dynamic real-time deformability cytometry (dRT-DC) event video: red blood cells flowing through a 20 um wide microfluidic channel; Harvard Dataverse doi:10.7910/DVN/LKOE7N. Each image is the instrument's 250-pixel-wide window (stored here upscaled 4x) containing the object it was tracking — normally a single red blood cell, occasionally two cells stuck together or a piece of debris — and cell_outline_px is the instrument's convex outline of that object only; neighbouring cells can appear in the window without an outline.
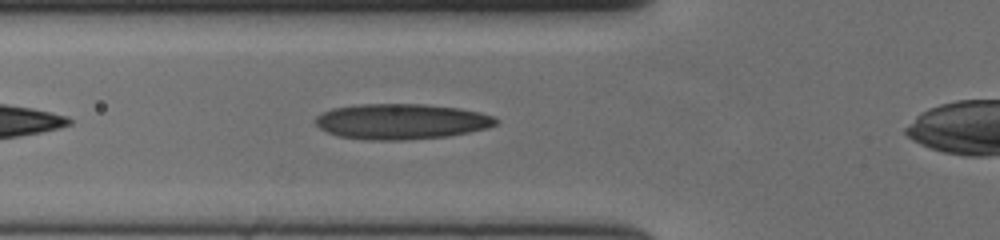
{"species": "human", "species_latin": "Homo sapiens", "temperature_condition": "cold", "stored_images_in_passage": 37, "camera_frame_rate_fps": 3000, "um_per_image_px": 0.085, "donor": {"sex": "female"}, "frame": {"image": 1, "passage_image": 7, "time_ms": 2.0, "image_size_px": [1000, 240], "cell_outline_px": [[500, 120], [496, 124], [488, 128], [448, 136], [404, 140], [364, 140], [340, 136], [328, 132], [320, 128], [316, 124], [316, 116], [332, 108], [360, 104], [424, 104], [460, 108], [480, 112], [496, 116]], "centroid_in_image_um": [34.15, 10.32], "position_along_channel_um": 91.6, "area_um2": 37.45}}
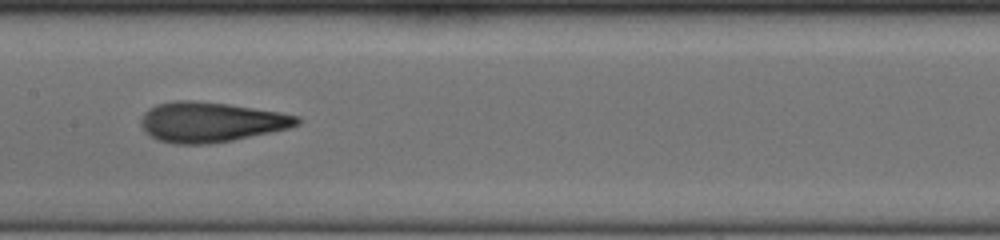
{"frame": {"image": 2, "passage_image": 15, "time_ms": 4.667, "image_size_px": [1000, 240], "cell_outline_px": [[300, 124], [288, 128], [232, 140], [208, 144], [172, 144], [160, 140], [144, 132], [140, 124], [140, 120], [144, 112], [148, 108], [156, 104], [172, 100], [192, 100], [228, 104], [280, 112], [300, 116]], "centroid_in_image_um": [17.88, 10.36], "position_along_channel_um": 189.5, "area_um2": 36.47}}
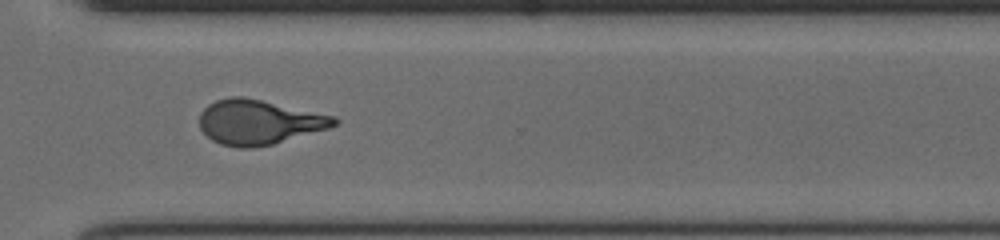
{"frame": {"image": 3, "passage_image": 28, "time_ms": 9.0, "image_size_px": [1000, 240], "cell_outline_px": [[340, 120], [336, 124], [328, 128], [272, 144], [252, 148], [240, 148], [220, 144], [212, 140], [200, 128], [200, 112], [208, 104], [216, 100], [232, 96], [240, 96], [260, 100], [336, 116]], "centroid_in_image_um": [21.98, 10.38], "position_along_channel_um": 348.6, "area_um2": 34.8}, "authors_computed_cell_mechanics": {"area_um2": 35.547, "velocity_mm_per_s": 3.6646, "shape_relaxation_time_tau1_ms": 10.1859, "shape_relaxation_time_tau2_ms": 1.5179, "deformation_change_tau1": 0.2917, "deformation_change_tau2": 0.0991}}